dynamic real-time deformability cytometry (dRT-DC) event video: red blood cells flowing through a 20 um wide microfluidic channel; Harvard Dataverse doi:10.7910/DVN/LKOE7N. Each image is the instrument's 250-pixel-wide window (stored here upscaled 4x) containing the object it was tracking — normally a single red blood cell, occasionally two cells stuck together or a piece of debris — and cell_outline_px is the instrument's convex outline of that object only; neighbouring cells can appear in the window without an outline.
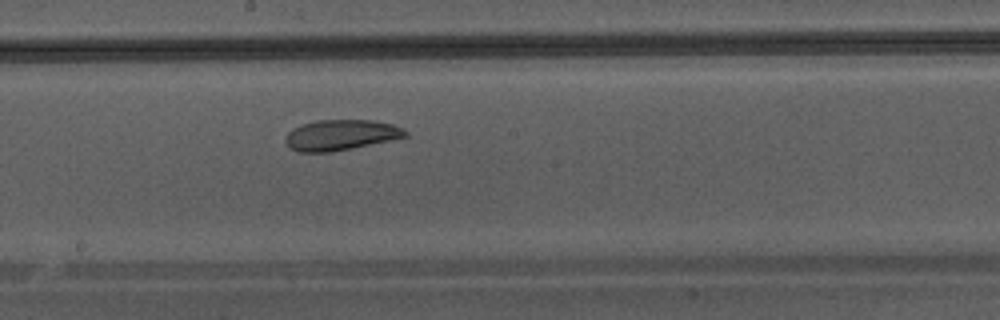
{"species": "Egyptian fruit bat (a non-hibernating species)", "species_latin": "Rousettus aegyptiacus", "temperature_condition": "warm", "stored_images_in_passage": 29, "camera_frame_rate_fps": 3000, "um_per_image_px": 0.085, "animal": {"sex": "male"}, "frame": {"image": 1, "passage_image": 13, "time_ms": 4.0, "image_size_px": [1000, 320], "cell_outline_px": [[408, 136], [332, 152], [300, 152], [288, 148], [284, 140], [288, 132], [292, 128], [300, 124], [316, 120], [372, 120], [392, 124], [408, 132]], "centroid_in_image_um": [28.89, 11.47], "position_along_channel_um": 219.3, "area_um2": 21.33}}